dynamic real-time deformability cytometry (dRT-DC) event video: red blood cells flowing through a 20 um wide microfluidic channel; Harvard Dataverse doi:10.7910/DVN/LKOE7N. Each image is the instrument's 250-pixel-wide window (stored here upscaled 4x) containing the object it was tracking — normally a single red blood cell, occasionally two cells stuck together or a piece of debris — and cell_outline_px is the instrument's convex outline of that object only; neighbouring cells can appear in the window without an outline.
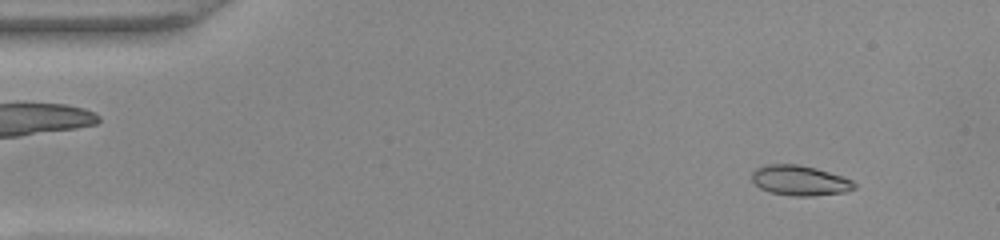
{"species": "common noctule bat (a hibernating species)", "species_latin": "Nyctalus noctula", "temperature_condition": "warm", "stored_images_in_passage": 51, "camera_frame_rate_fps": 3000, "um_per_image_px": 0.085, "animal": {"sex": "female", "body_mass_g": 22.0, "forearm_length_mm": 56.7}, "frame": {"image": 1, "passage_image": 4, "time_ms": 1.0, "image_size_px": [1000, 240], "cell_outline_px": [[856, 188], [844, 192], [812, 196], [792, 196], [768, 192], [760, 188], [752, 180], [752, 172], [756, 168], [768, 164], [800, 164], [816, 168], [844, 176], [852, 180], [856, 184]], "centroid_in_image_um": [68.0, 15.34], "position_along_channel_um": 17.0, "area_um2": 18.15}}
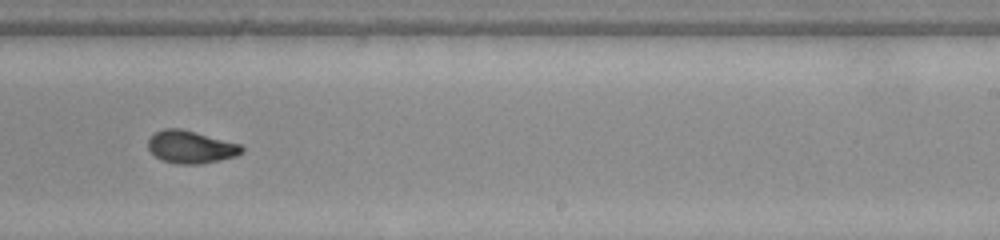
{"frame": {"image": 2, "passage_image": 31, "time_ms": 10.0, "image_size_px": [1000, 240], "cell_outline_px": [[244, 152], [236, 156], [220, 160], [200, 164], [176, 164], [160, 160], [148, 148], [148, 140], [156, 132], [164, 128], [180, 128], [240, 144], [244, 148]], "centroid_in_image_um": [16.22, 12.5], "position_along_channel_um": 272.8, "area_um2": 17.74}}
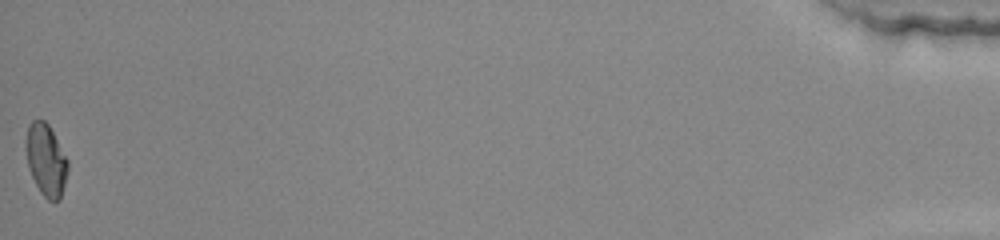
{"frame": {"image": 3, "passage_image": 51, "time_ms": 16.667, "image_size_px": [1000, 240], "cell_outline_px": [[68, 172], [60, 200], [48, 200], [40, 192], [32, 176], [28, 164], [24, 140], [28, 124], [32, 120], [44, 120], [48, 124], [68, 160]], "centroid_in_image_um": [3.9, 13.58], "position_along_channel_um": 431.3, "area_um2": 17.57}, "authors_computed_cell_mechanics": {"area_um2": 17.8602, "velocity_mm_per_s": 3.9201, "shape_relaxation_time_tau1_ms": 11.0085, "shape_relaxation_time_tau2_ms": 1.1106, "deformation_change_tau1": 0.2916, "deformation_change_tau2": 0.0545}}